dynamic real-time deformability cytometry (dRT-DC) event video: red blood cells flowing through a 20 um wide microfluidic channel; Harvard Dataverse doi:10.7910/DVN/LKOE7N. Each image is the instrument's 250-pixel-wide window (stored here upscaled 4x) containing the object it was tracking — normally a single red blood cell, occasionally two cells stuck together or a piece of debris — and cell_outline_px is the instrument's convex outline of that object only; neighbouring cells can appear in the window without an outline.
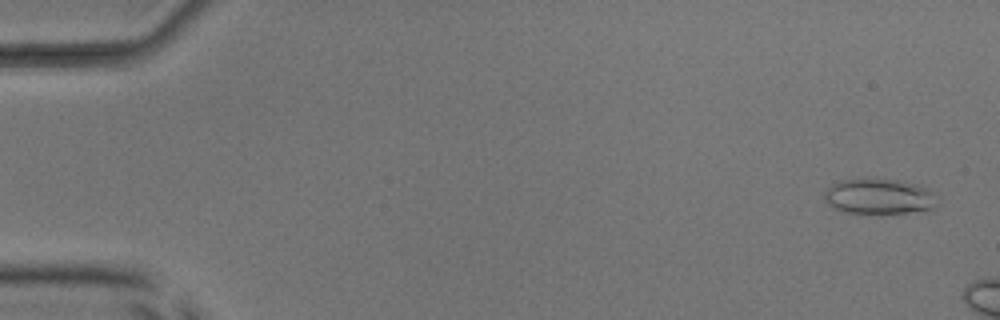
{"species": "common noctule bat (a hibernating species)", "species_latin": "Nyctalus noctula", "temperature_condition": "room temperature", "stored_images_in_passage": 8, "camera_frame_rate_fps": 3000, "um_per_image_px": 0.085, "animal": {"sex": "male", "body_mass_g": 17.9, "forearm_length_mm": 54.2}, "frame": {"image": 1, "passage_image": 3, "time_ms": 0.667, "image_size_px": [1000, 320], "cell_outline_px": [[936, 192], [932, 208], [928, 212], [844, 212], [832, 208], [828, 204], [824, 196], [824, 192], [832, 184], [840, 180], [900, 180], [920, 184]], "centroid_in_image_um": [74.75, 16.7], "position_along_channel_um": 10.2, "area_um2": 23.0}}